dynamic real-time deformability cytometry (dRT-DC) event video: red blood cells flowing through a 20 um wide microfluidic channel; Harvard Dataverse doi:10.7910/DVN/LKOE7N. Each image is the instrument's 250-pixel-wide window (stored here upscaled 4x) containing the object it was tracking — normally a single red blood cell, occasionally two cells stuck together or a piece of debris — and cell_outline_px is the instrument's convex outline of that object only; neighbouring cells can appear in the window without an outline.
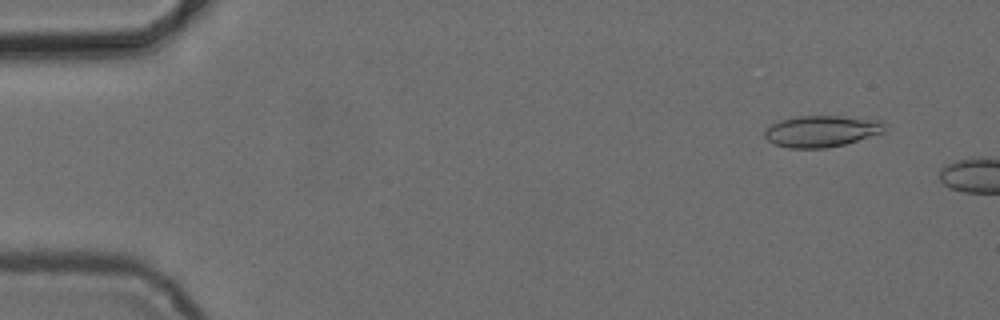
{"species": "common noctule bat (a hibernating species)", "species_latin": "Nyctalus noctula", "temperature_condition": "cold", "stored_images_in_passage": 3, "camera_frame_rate_fps": 3000, "um_per_image_px": 0.085, "animal": {"sex": "female", "body_mass_g": 24.6, "forearm_length_mm": 56.2}, "frame": {"image": 1, "passage_image": 2, "time_ms": 1.0, "image_size_px": [1000, 320], "cell_outline_px": [[888, 128], [884, 132], [844, 144], [828, 148], [788, 148], [772, 144], [764, 136], [764, 132], [772, 124], [780, 120], [796, 116], [840, 116], [884, 120]], "centroid_in_image_um": [69.86, 11.15], "position_along_channel_um": 15.1, "area_um2": 22.2}}